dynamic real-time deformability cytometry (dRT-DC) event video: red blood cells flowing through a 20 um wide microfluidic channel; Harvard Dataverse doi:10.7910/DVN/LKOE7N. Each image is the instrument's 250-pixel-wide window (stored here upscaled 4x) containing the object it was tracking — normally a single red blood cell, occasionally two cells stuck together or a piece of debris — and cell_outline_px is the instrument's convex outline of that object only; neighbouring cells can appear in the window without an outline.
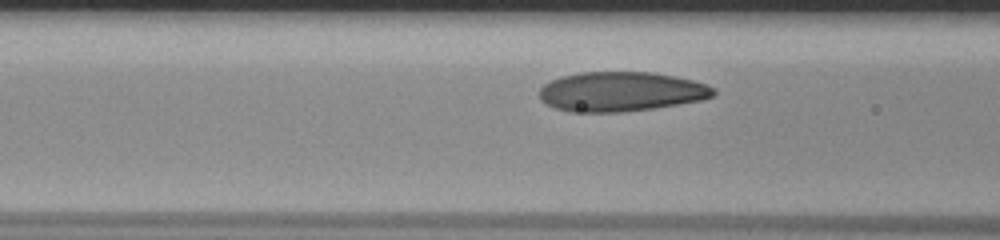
{"species": "human", "species_latin": "Homo sapiens", "temperature_condition": "room temperature", "stored_images_in_passage": 9, "camera_frame_rate_fps": 3000, "um_per_image_px": 0.085, "donor": {"sex": "male"}, "frame": {"image": 1, "passage_image": 6, "time_ms": 1.667, "image_size_px": [1000, 240], "cell_outline_px": [[716, 96], [700, 100], [652, 108], [624, 112], [572, 112], [552, 108], [544, 104], [540, 100], [540, 88], [544, 84], [560, 76], [580, 72], [652, 72], [692, 80], [716, 88]], "centroid_in_image_um": [52.74, 7.79], "position_along_channel_um": 113.9, "area_um2": 40.29}}